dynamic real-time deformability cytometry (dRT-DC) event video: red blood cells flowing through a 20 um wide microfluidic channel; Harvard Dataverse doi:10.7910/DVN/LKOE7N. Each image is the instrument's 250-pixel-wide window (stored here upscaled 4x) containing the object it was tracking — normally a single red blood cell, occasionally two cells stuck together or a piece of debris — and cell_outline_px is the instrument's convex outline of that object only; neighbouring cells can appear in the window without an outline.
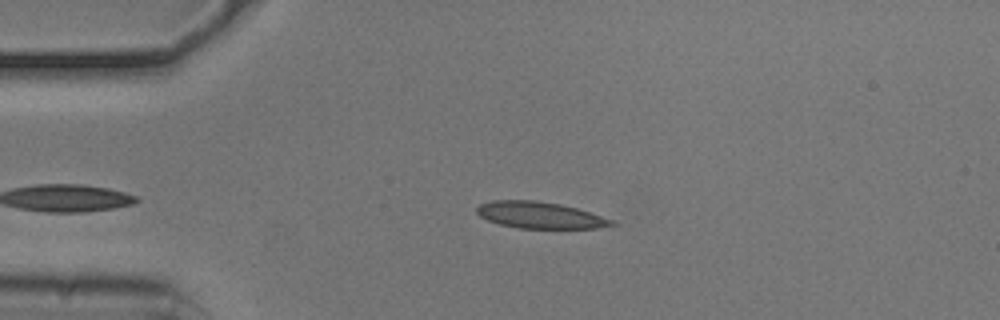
{"species": "common noctule bat (a hibernating species)", "species_latin": "Nyctalus noctula", "temperature_condition": "cold", "stored_images_in_passage": 40, "camera_frame_rate_fps": 3000, "um_per_image_px": 0.085, "animal": {"sex": "male", "body_mass_g": 20.5, "forearm_length_mm": 52.5}, "frame": {"image": 1, "passage_image": 3, "time_ms": 0.667, "image_size_px": [1000, 320], "cell_outline_px": [[616, 224], [596, 228], [520, 228], [500, 224], [488, 220], [480, 216], [476, 212], [476, 208], [480, 204], [492, 200], [536, 200], [560, 204], [576, 208], [612, 220]], "centroid_in_image_um": [45.84, 18.28], "position_along_channel_um": 39.2, "area_um2": 20.58}}
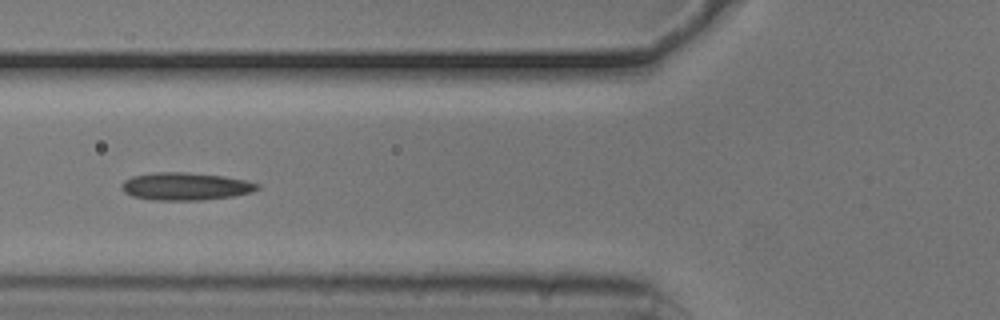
{"frame": {"image": 2, "passage_image": 11, "time_ms": 3.333, "image_size_px": [1000, 320], "cell_outline_px": [[260, 188], [252, 192], [232, 196], [204, 200], [152, 200], [132, 196], [124, 192], [120, 188], [120, 184], [124, 180], [132, 176], [156, 172], [184, 172], [224, 176], [248, 180], [260, 184]], "centroid_in_image_um": [15.77, 15.84], "position_along_channel_um": 110.0, "area_um2": 22.08}}
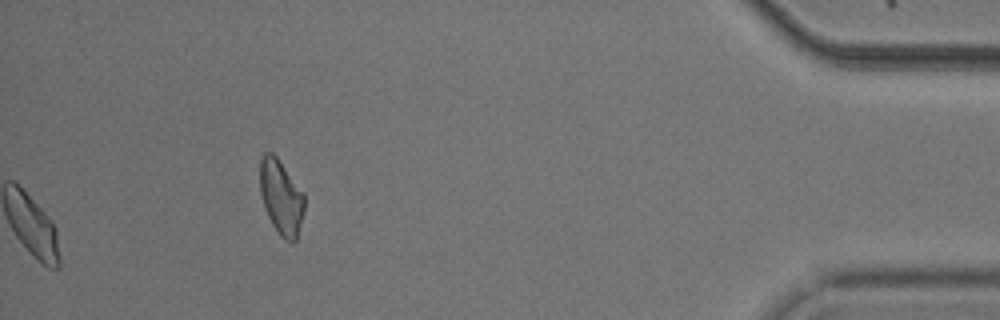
{"frame": {"image": 3, "passage_image": 40, "time_ms": 13.0, "image_size_px": [1000, 320], "cell_outline_px": [[304, 212], [296, 240], [292, 244], [284, 240], [280, 236], [272, 224], [264, 208], [260, 192], [260, 160], [264, 152], [272, 152], [276, 156], [304, 192]], "centroid_in_image_um": [23.9, 16.78], "position_along_channel_um": 411.3, "area_um2": 19.54}, "authors_computed_cell_mechanics": {"area_um2": 20.4612, "velocity_mm_per_s": 3.717, "shape_relaxation_time_tau1_ms": 8.7997, "shape_relaxation_time_tau2_ms": 5.7965, "deformation_change_tau1": 0.1661, "deformation_change_tau2": 0.1614}}